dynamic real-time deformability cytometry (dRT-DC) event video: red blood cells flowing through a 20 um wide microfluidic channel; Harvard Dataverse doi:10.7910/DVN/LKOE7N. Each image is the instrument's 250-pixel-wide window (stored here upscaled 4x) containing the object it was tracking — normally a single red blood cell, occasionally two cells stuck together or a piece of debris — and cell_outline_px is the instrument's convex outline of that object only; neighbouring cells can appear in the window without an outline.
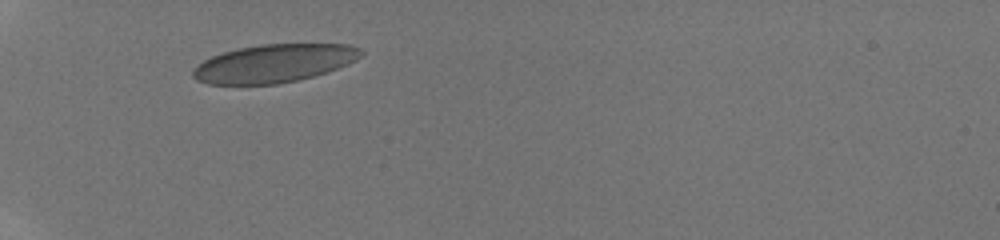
{"species": "human", "species_latin": "Homo sapiens", "temperature_condition": "room temperature", "stored_images_in_passage": 8, "camera_frame_rate_fps": 3000, "um_per_image_px": 0.085, "donor": {"sex": "male"}, "frame": {"image": 1, "passage_image": 1, "time_ms": 0.0, "image_size_px": [1000, 240], "cell_outline_px": [[364, 52], [356, 60], [348, 64], [312, 76], [296, 80], [276, 84], [208, 84], [196, 80], [192, 76], [192, 72], [204, 60], [212, 56], [224, 52], [240, 48], [260, 44], [348, 44], [360, 48]], "centroid_in_image_um": [23.3, 5.38], "position_along_channel_um": 61.7, "area_um2": 36.93}}
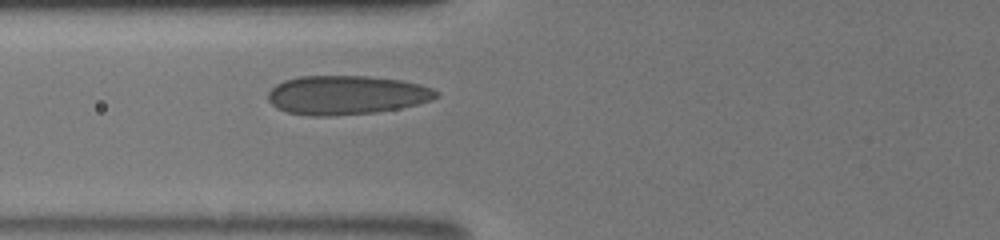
{"frame": {"image": 2, "passage_image": 6, "time_ms": 1.333, "image_size_px": [1000, 240], "cell_outline_px": [[440, 96], [432, 100], [400, 108], [376, 112], [332, 116], [308, 116], [288, 112], [276, 108], [268, 100], [268, 92], [276, 84], [284, 80], [300, 76], [368, 76], [400, 80], [420, 84], [432, 88], [440, 92]], "centroid_in_image_um": [29.45, 8.08], "position_along_channel_um": 96.3, "area_um2": 38.44}}